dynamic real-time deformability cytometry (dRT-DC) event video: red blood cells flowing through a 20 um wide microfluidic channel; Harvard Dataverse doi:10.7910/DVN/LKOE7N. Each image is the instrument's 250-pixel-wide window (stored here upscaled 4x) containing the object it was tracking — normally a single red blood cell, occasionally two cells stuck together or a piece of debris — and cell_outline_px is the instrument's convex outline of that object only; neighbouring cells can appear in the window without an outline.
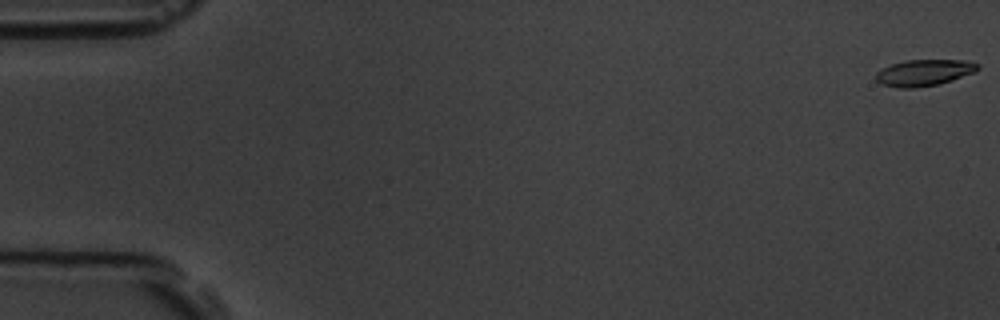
{"species": "common noctule bat (a hibernating species)", "species_latin": "Nyctalus noctula", "temperature_condition": "room temperature", "stored_images_in_passage": 59, "camera_frame_rate_fps": 3000, "um_per_image_px": 0.085, "animal": {"sex": "male", "body_mass_g": 19.5, "forearm_length_mm": 54.6}, "frame": {"image": 1, "passage_image": 1, "time_ms": 0.0, "image_size_px": [1000, 320], "cell_outline_px": [[980, 68], [976, 72], [940, 84], [916, 88], [900, 88], [880, 84], [876, 80], [876, 72], [892, 64], [904, 60], [964, 60], [980, 64]], "centroid_in_image_um": [78.57, 6.18], "position_along_channel_um": 6.4, "area_um2": 15.78}}
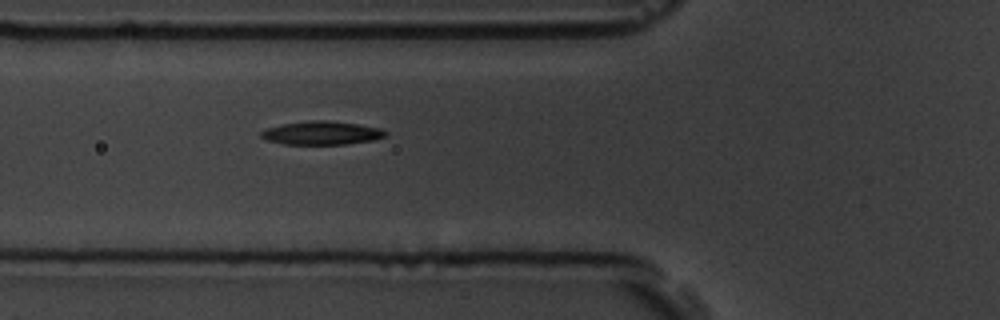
{"frame": {"image": 2, "passage_image": 22, "time_ms": 7.0, "image_size_px": [1000, 320], "cell_outline_px": [[388, 132], [384, 136], [372, 140], [344, 144], [284, 144], [268, 140], [260, 136], [260, 132], [268, 128], [284, 124], [312, 120], [324, 120], [356, 124], [380, 128]], "centroid_in_image_um": [27.34, 11.3], "position_along_channel_um": 98.5, "area_um2": 16.65}}
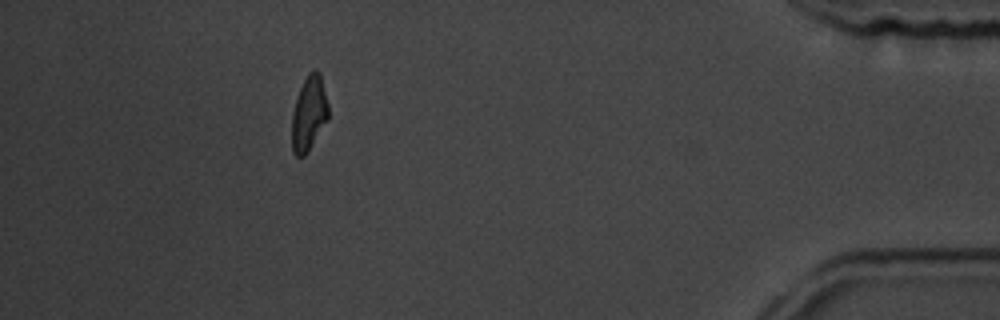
{"frame": {"image": 3, "passage_image": 53, "time_ms": 17.333, "image_size_px": [1000, 320], "cell_outline_px": [[328, 120], [304, 156], [296, 156], [292, 152], [292, 112], [296, 96], [308, 72], [316, 68], [320, 72], [328, 104]], "centroid_in_image_um": [26.25, 9.61], "position_along_channel_um": 408.9, "area_um2": 15.95}, "authors_computed_cell_mechanics": {"area_um2": 16.184, "velocity_mm_per_s": 3.5391, "shape_relaxation_time_tau1_ms": 4.4389, "shape_relaxation_time_tau2_ms": 4.4509, "deformation_change_tau1": 0.1566, "deformation_change_tau2": 0.1187}}